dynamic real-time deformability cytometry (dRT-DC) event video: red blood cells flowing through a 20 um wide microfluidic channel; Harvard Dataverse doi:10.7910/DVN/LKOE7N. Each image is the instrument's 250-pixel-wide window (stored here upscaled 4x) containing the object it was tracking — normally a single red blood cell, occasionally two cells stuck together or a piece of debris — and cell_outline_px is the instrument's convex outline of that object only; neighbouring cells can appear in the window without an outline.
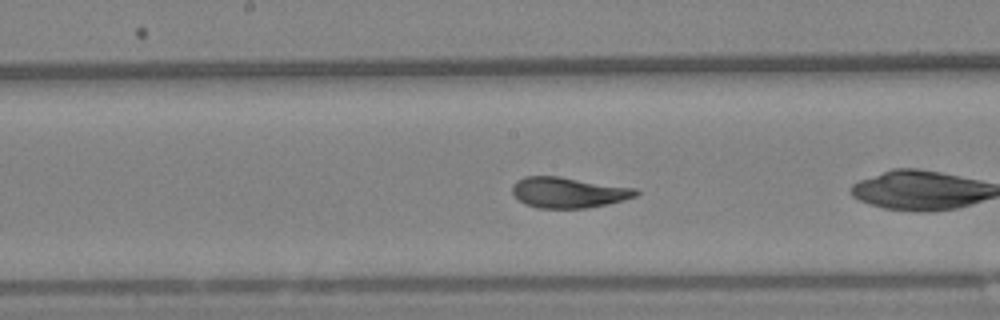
{"species": "Egyptian fruit bat (a non-hibernating species)", "species_latin": "Rousettus aegyptiacus", "temperature_condition": "warm", "stored_images_in_passage": 44, "camera_frame_rate_fps": 3000, "um_per_image_px": 0.085, "animal": {"sex": "female"}, "frame": {"image": 1, "passage_image": 13, "time_ms": 4.0, "image_size_px": [1000, 320], "cell_outline_px": [[640, 192], [636, 196], [624, 200], [608, 204], [588, 208], [536, 208], [524, 204], [512, 192], [512, 184], [516, 180], [524, 176], [560, 176], [636, 188]], "centroid_in_image_um": [48.31, 16.36], "position_along_channel_um": 199.9, "area_um2": 22.31}, "authors_computed_cell_mechanics": {"area_um2": 22.3108, "velocity_mm_per_s": 3.189, "shape_relaxation_time_tau1_ms": 3.9466, "shape_relaxation_time_tau2_ms": 1.0063, "deformation_change_tau1": 0.1174, "deformation_change_tau2": 0.0319}}